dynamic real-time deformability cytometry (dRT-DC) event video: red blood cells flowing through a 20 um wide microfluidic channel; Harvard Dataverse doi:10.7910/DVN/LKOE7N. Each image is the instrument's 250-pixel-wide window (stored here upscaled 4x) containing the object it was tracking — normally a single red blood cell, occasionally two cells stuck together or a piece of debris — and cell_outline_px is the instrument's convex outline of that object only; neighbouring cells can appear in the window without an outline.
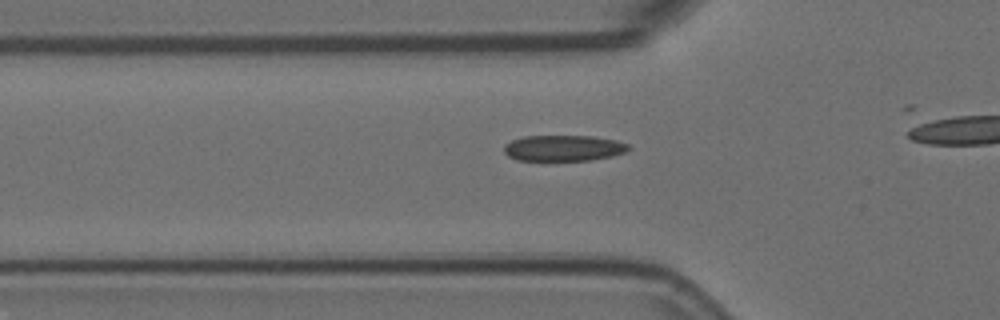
{"species": "Egyptian fruit bat (a non-hibernating species)", "species_latin": "Rousettus aegyptiacus", "temperature_condition": "room temperature", "stored_images_in_passage": 17, "camera_frame_rate_fps": 3000, "um_per_image_px": 0.085, "animal": {"sex": "female"}, "frame": {"image": 1, "passage_image": 12, "time_ms": 3.667, "image_size_px": [1000, 320], "cell_outline_px": [[632, 148], [624, 152], [612, 156], [588, 160], [516, 160], [508, 156], [504, 152], [504, 144], [512, 140], [524, 136], [592, 136], [616, 140], [628, 144]], "centroid_in_image_um": [47.89, 12.58], "position_along_channel_um": 77.9, "area_um2": 18.79}}
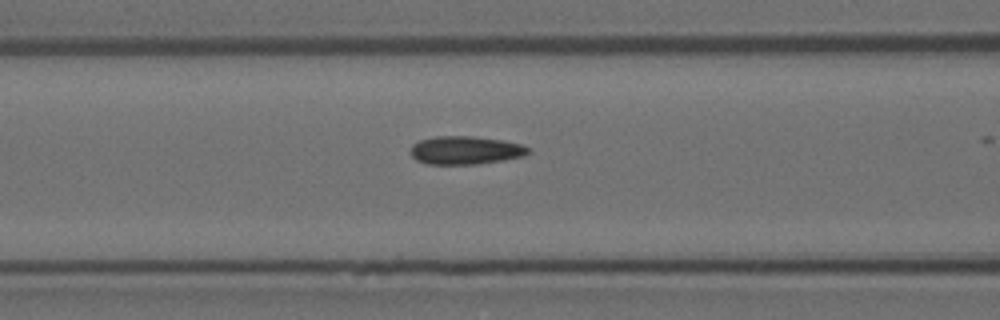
{"frame": {"image": 2, "passage_image": 16, "time_ms": 5.0, "image_size_px": [1000, 320], "cell_outline_px": [[528, 152], [524, 156], [504, 160], [476, 164], [428, 164], [416, 160], [412, 156], [412, 144], [420, 140], [436, 136], [472, 136], [504, 140], [520, 144], [528, 148]], "centroid_in_image_um": [39.55, 12.77], "position_along_channel_um": 127.0, "area_um2": 19.25}}